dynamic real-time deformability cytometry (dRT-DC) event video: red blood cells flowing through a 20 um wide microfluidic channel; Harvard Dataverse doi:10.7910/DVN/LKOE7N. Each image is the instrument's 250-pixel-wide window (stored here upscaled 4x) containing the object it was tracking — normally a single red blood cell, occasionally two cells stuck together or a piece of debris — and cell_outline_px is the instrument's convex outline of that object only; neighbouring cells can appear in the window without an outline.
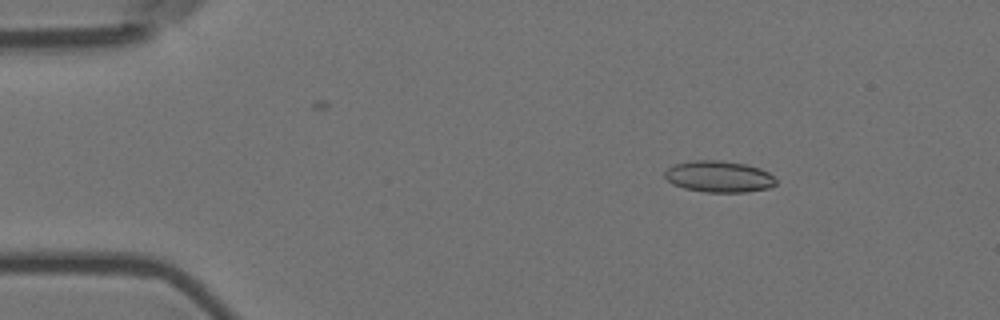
{"species": "Egyptian fruit bat (a non-hibernating species)", "species_latin": "Rousettus aegyptiacus", "temperature_condition": "room temperature", "stored_images_in_passage": 14, "camera_frame_rate_fps": 3000, "um_per_image_px": 0.085, "animal": {"sex": "female"}, "frame": {"image": 1, "passage_image": 2, "time_ms": 0.333, "image_size_px": [1000, 320], "cell_outline_px": [[776, 184], [768, 188], [748, 192], [704, 192], [684, 188], [672, 184], [664, 176], [664, 172], [668, 168], [676, 164], [696, 160], [720, 160], [744, 164], [760, 168], [768, 172], [776, 180]], "centroid_in_image_um": [61.11, 15.01], "position_along_channel_um": 23.9, "area_um2": 20.29}}
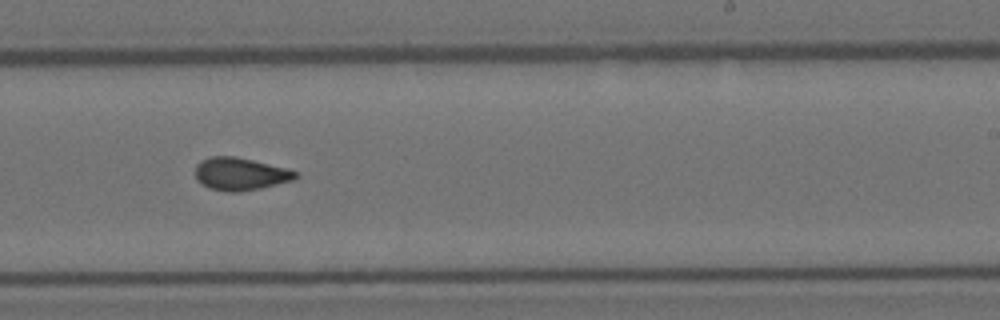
{"frame": {"image": 2, "passage_image": 9, "time_ms": 2.667, "image_size_px": [1000, 320], "cell_outline_px": [[300, 176], [292, 180], [260, 188], [240, 192], [228, 192], [208, 188], [200, 184], [196, 180], [196, 164], [200, 160], [212, 156], [236, 156], [288, 168], [296, 172]], "centroid_in_image_um": [20.4, 14.78], "position_along_channel_um": 268.6, "area_um2": 19.25}}
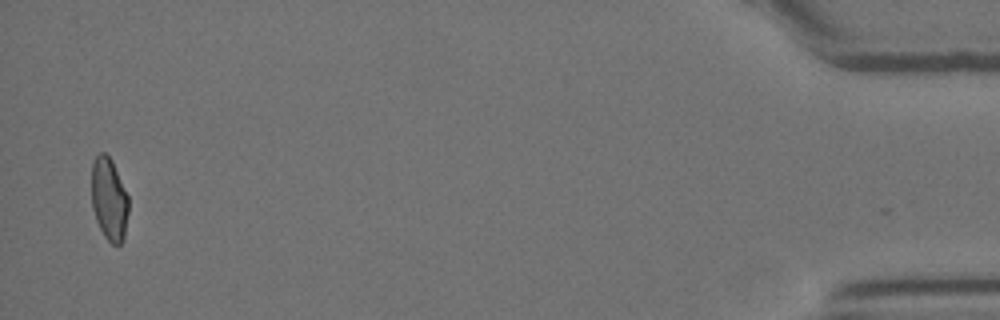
{"frame": {"image": 3, "passage_image": 14, "time_ms": 4.333, "image_size_px": [1000, 320], "cell_outline_px": [[128, 212], [124, 240], [120, 244], [112, 244], [104, 236], [96, 220], [92, 208], [92, 164], [96, 156], [100, 152], [104, 152], [112, 160], [128, 196]], "centroid_in_image_um": [9.28, 16.94], "position_along_channel_um": 425.9, "area_um2": 17.8}}